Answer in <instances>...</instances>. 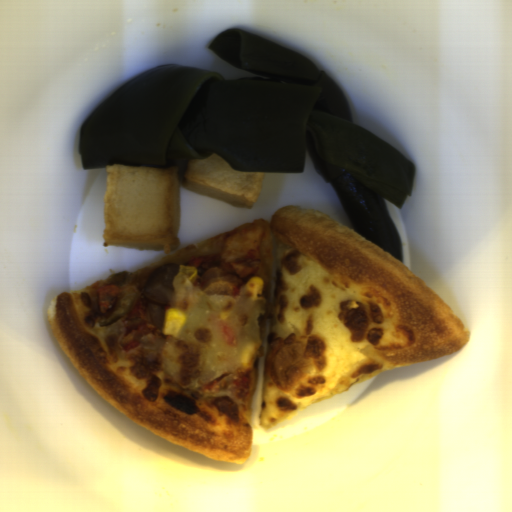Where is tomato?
Listing matches in <instances>:
<instances>
[{"instance_id":"tomato-1","label":"tomato","mask_w":512,"mask_h":512,"mask_svg":"<svg viewBox=\"0 0 512 512\" xmlns=\"http://www.w3.org/2000/svg\"><path fill=\"white\" fill-rule=\"evenodd\" d=\"M118 295H120V289L113 285L99 290L97 297L100 313H105L113 305Z\"/></svg>"},{"instance_id":"tomato-2","label":"tomato","mask_w":512,"mask_h":512,"mask_svg":"<svg viewBox=\"0 0 512 512\" xmlns=\"http://www.w3.org/2000/svg\"><path fill=\"white\" fill-rule=\"evenodd\" d=\"M208 260H210V258H204L199 256L193 260H190L185 266L195 267L197 271Z\"/></svg>"}]
</instances>
